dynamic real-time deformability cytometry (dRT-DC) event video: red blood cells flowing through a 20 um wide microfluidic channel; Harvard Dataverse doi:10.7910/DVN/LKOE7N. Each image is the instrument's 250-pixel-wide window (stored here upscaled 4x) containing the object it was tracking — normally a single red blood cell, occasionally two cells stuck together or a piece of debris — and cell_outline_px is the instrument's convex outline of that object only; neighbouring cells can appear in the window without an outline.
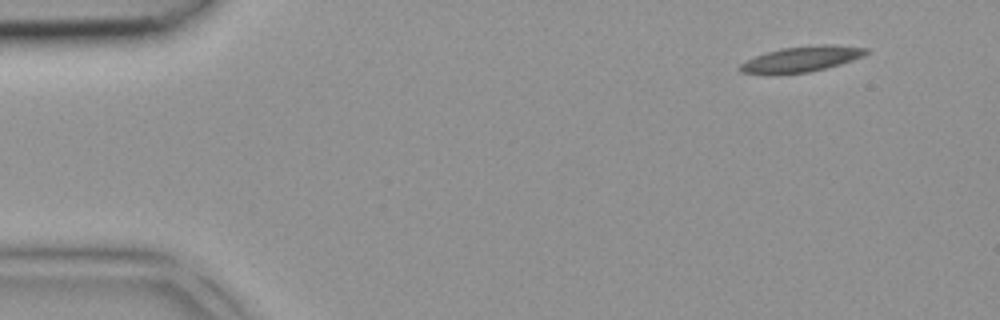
{"species": "common noctule bat (a hibernating species)", "species_latin": "Nyctalus noctula", "temperature_condition": "room temperature", "stored_images_in_passage": 2, "camera_frame_rate_fps": 3000, "um_per_image_px": 0.085, "animal": {"sex": "female", "body_mass_g": 18.4}, "frame": {"image": 1, "passage_image": 1, "time_ms": 0.0, "image_size_px": [1000, 320], "cell_outline_px": [[868, 52], [864, 56], [840, 64], [808, 72], [740, 72], [740, 64], [756, 56], [780, 48], [816, 44], [832, 44], [868, 48]], "centroid_in_image_um": [68.24, 4.97], "position_along_channel_um": 16.8, "area_um2": 18.09}}